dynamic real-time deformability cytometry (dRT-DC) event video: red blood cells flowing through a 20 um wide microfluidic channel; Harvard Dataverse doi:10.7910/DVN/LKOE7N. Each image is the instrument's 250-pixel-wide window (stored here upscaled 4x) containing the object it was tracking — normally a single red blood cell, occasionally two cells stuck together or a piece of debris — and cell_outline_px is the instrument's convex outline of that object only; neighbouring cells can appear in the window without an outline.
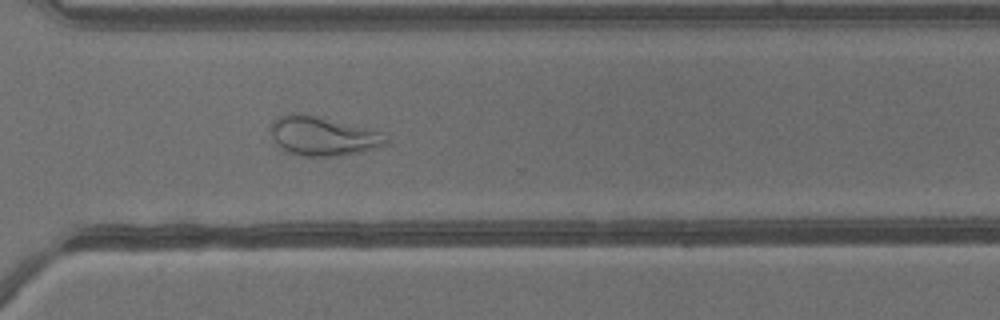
{"species": "common noctule bat (a hibernating species)", "species_latin": "Nyctalus noctula", "temperature_condition": "warm", "stored_images_in_passage": 40, "camera_frame_rate_fps": 3000, "um_per_image_px": 0.085, "animal": {"sex": "male", "body_mass_g": 13.3}, "frame": {"image": 1, "passage_image": 29, "time_ms": 9.333, "image_size_px": [1000, 320], "cell_outline_px": [[388, 144], [360, 152], [336, 156], [304, 156], [288, 152], [280, 148], [276, 144], [272, 136], [272, 124], [280, 116], [288, 112], [312, 116], [364, 128], [380, 132], [388, 140]], "centroid_in_image_um": [27.41, 11.6], "position_along_channel_um": 343.2, "area_um2": 25.43}}